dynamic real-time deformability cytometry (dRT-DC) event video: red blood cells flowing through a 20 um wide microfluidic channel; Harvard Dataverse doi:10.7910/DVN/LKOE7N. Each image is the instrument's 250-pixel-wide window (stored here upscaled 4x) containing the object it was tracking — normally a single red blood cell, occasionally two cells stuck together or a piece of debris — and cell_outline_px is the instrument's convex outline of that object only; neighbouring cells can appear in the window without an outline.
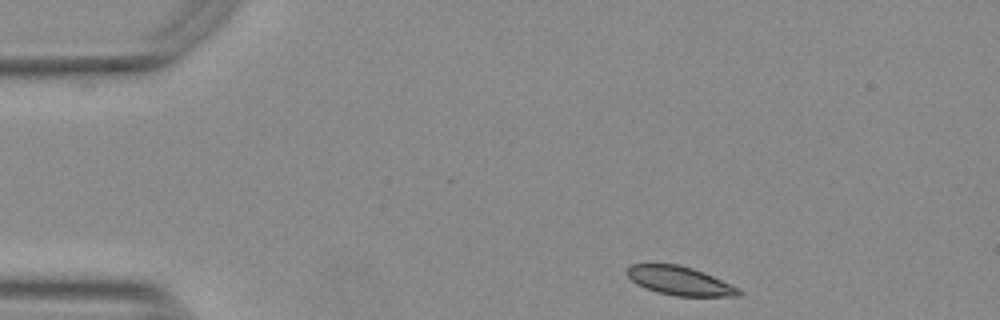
{"species": "Egyptian fruit bat (a non-hibernating species)", "species_latin": "Rousettus aegyptiacus", "temperature_condition": "warm", "stored_images_in_passage": 48, "segment_of_instrument_passage": [1, 2], "camera_frame_rate_fps": 3000, "um_per_image_px": 0.085, "animal": {"sex": "female"}, "frame": {"image": 1, "passage_image": 1, "time_ms": 0.0, "image_size_px": [1000, 320], "cell_outline_px": [[744, 292], [740, 296], [676, 296], [656, 292], [644, 288], [636, 284], [624, 272], [632, 264], [676, 264], [692, 268], [704, 272], [740, 288]], "centroid_in_image_um": [57.79, 23.88], "position_along_channel_um": 27.2, "area_um2": 18.84}}
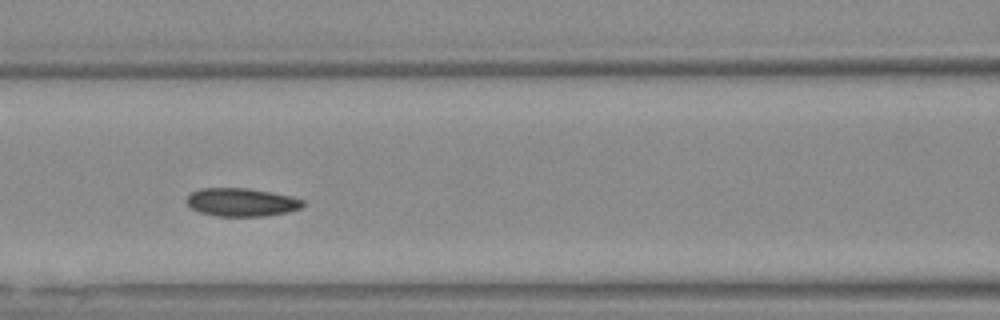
{"frame": {"image": 2, "passage_image": 16, "time_ms": 5.0, "image_size_px": [1000, 320], "cell_outline_px": [[304, 204], [300, 208], [288, 212], [264, 216], [216, 216], [200, 212], [192, 208], [184, 200], [192, 192], [200, 188], [248, 188], [272, 192], [292, 196], [304, 200]], "centroid_in_image_um": [20.53, 17.18], "position_along_channel_um": 146.1, "area_um2": 19.19}}
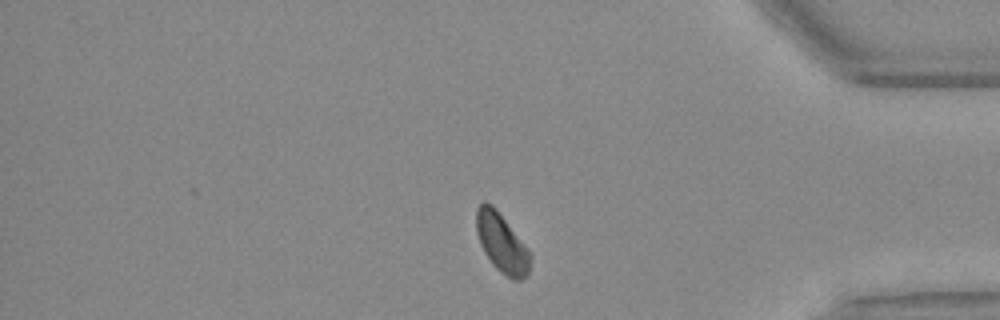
{"frame": {"image": 3, "passage_image": 38, "time_ms": 12.333, "image_size_px": [1000, 320], "cell_outline_px": [[532, 256], [528, 272], [520, 280], [512, 280], [500, 272], [492, 264], [484, 252], [480, 244], [476, 232], [476, 208], [484, 200], [492, 204], [532, 252]], "centroid_in_image_um": [42.65, 20.65], "position_along_channel_um": 392.5, "area_um2": 18.79}}